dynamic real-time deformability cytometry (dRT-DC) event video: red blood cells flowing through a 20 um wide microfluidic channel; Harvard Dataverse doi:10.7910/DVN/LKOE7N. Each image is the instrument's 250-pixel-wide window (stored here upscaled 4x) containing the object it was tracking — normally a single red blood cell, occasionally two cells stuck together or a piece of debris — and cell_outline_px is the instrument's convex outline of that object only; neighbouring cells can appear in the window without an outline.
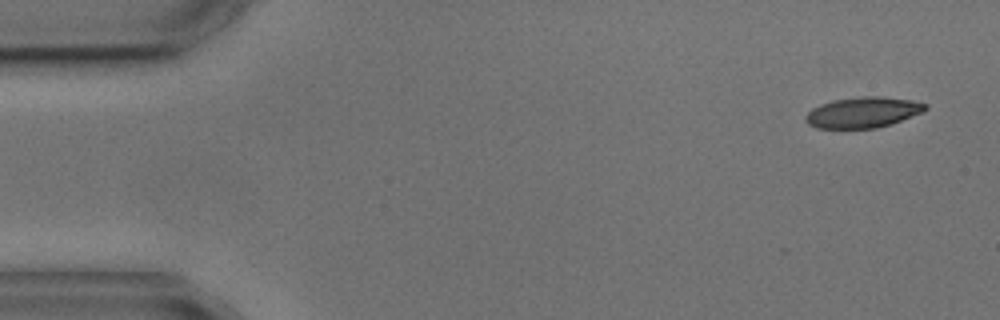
{"species": "common noctule bat (a hibernating species)", "species_latin": "Nyctalus noctula", "temperature_condition": "cold", "stored_images_in_passage": 4, "camera_frame_rate_fps": 3000, "um_per_image_px": 0.085, "animal": {"sex": "male", "body_mass_g": 17.9, "forearm_length_mm": 54.2}, "frame": {"image": 1, "passage_image": 1, "time_ms": 0.0, "image_size_px": [1000, 320], "cell_outline_px": [[928, 108], [924, 112], [892, 124], [876, 128], [816, 128], [808, 124], [804, 120], [804, 116], [812, 108], [820, 104], [836, 100], [864, 96], [884, 96], [912, 100], [928, 104]], "centroid_in_image_um": [73.38, 9.55], "position_along_channel_um": 11.6, "area_um2": 21.62}}
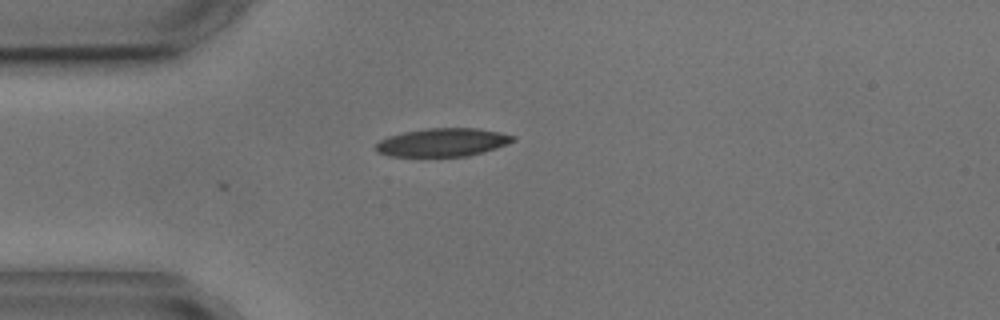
{"frame": {"image": 2, "passage_image": 4, "time_ms": 3.667, "image_size_px": [1000, 320], "cell_outline_px": [[516, 140], [496, 148], [484, 152], [468, 156], [388, 156], [376, 152], [376, 144], [380, 140], [388, 136], [404, 132], [424, 128], [476, 128], [516, 136]], "centroid_in_image_um": [37.6, 12.1], "position_along_channel_um": 47.4, "area_um2": 22.54}}